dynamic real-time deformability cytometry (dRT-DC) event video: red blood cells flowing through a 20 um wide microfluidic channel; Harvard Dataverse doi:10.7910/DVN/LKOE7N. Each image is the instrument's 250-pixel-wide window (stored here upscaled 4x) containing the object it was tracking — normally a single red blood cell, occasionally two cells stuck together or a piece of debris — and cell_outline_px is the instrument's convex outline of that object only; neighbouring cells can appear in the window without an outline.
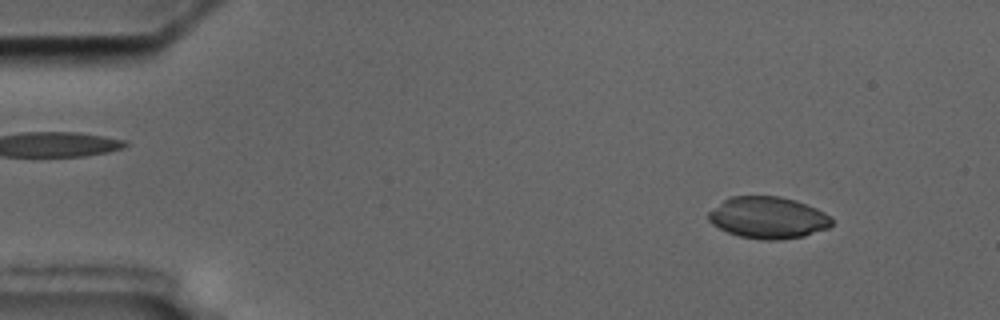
{"species": "common noctule bat (a hibernating species)", "species_latin": "Nyctalus noctula", "temperature_condition": "cold", "stored_images_in_passage": 56, "camera_frame_rate_fps": 3000, "um_per_image_px": 0.085, "animal": {"sex": "male", "body_mass_g": 17.5, "forearm_length_mm": 52.3}, "frame": {"image": 1, "passage_image": 6, "time_ms": 1.667, "image_size_px": [1000, 320], "cell_outline_px": [[832, 224], [828, 228], [804, 236], [780, 240], [760, 240], [740, 236], [728, 232], [712, 224], [708, 220], [708, 212], [724, 200], [732, 196], [780, 196], [796, 200], [816, 208], [832, 216]], "centroid_in_image_um": [65.3, 18.5], "position_along_channel_um": 19.7, "area_um2": 30.06}}
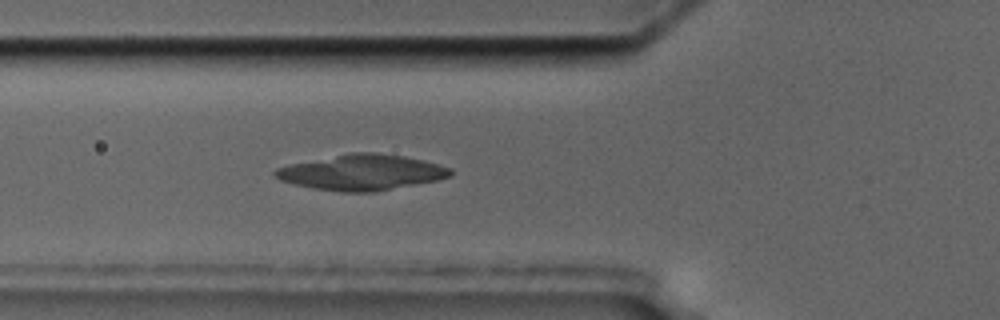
{"frame": {"image": 2, "passage_image": 20, "time_ms": 6.333, "image_size_px": [1000, 320], "cell_outline_px": [[452, 176], [436, 180], [372, 192], [340, 192], [312, 188], [280, 180], [272, 172], [276, 168], [288, 164], [352, 152], [376, 152], [404, 156], [424, 160], [452, 168]], "centroid_in_image_um": [30.74, 14.64], "position_along_channel_um": 95.1, "area_um2": 36.24}}
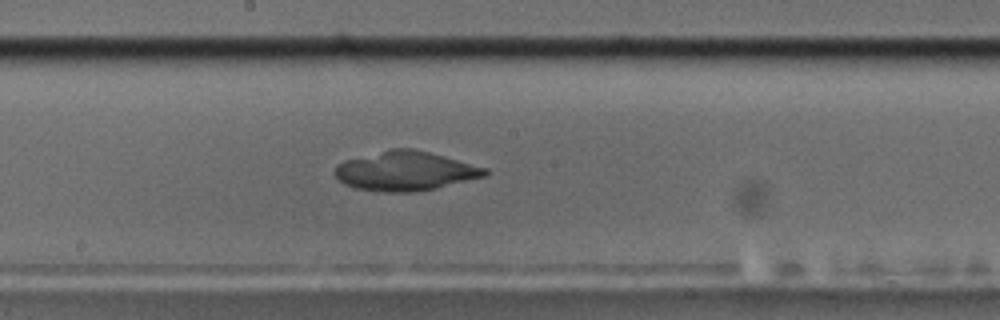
{"frame": {"image": 3, "passage_image": 30, "time_ms": 9.667, "image_size_px": [1000, 320], "cell_outline_px": [[488, 172], [484, 176], [436, 188], [416, 192], [380, 192], [356, 188], [344, 184], [332, 172], [336, 164], [344, 160], [388, 148], [412, 148], [444, 156], [488, 168]], "centroid_in_image_um": [34.39, 14.53], "position_along_channel_um": 213.8, "area_um2": 34.56}}